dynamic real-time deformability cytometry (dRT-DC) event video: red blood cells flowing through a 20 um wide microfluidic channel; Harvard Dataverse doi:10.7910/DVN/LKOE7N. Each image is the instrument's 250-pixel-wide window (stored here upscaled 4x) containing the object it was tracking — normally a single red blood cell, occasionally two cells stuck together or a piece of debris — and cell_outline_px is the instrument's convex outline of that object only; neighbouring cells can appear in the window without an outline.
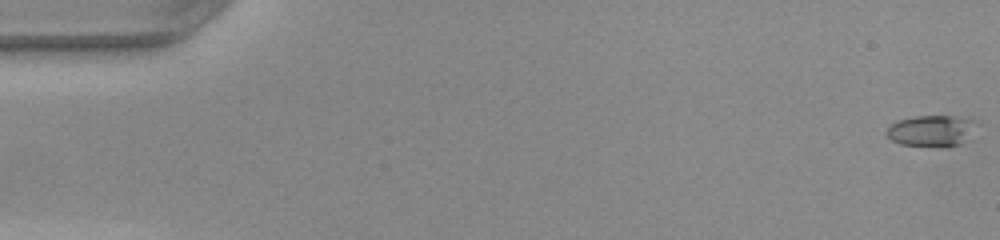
{"species": "common noctule bat (a hibernating species)", "species_latin": "Nyctalus noctula", "temperature_condition": "warm", "stored_images_in_passage": 50, "camera_frame_rate_fps": 3000, "um_per_image_px": 0.085, "animal": {"sex": "female", "body_mass_g": 22.0, "forearm_length_mm": 56.7}, "frame": {"image": 1, "passage_image": 1, "time_ms": 0.0, "image_size_px": [1000, 240], "cell_outline_px": [[972, 140], [960, 144], [900, 144], [892, 140], [884, 132], [896, 120], [916, 116], [952, 116], [972, 120]], "centroid_in_image_um": [79.13, 11.09], "position_along_channel_um": 5.9, "area_um2": 15.61}}
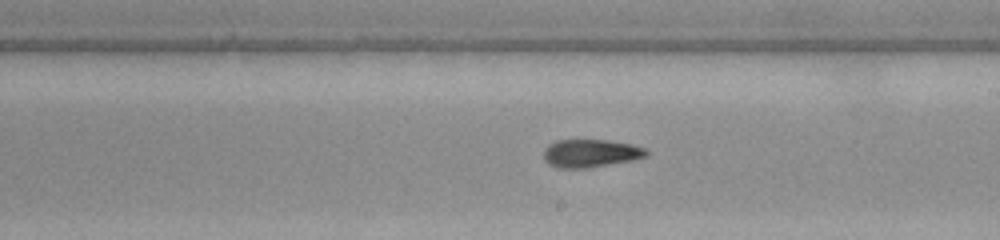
{"frame": {"image": 2, "passage_image": 29, "time_ms": 9.333, "image_size_px": [1000, 240], "cell_outline_px": [[648, 156], [632, 160], [588, 168], [560, 168], [548, 164], [544, 160], [544, 148], [548, 144], [556, 140], [608, 140], [632, 144], [648, 148]], "centroid_in_image_um": [50.21, 13.02], "position_along_channel_um": 238.8, "area_um2": 16.94}}
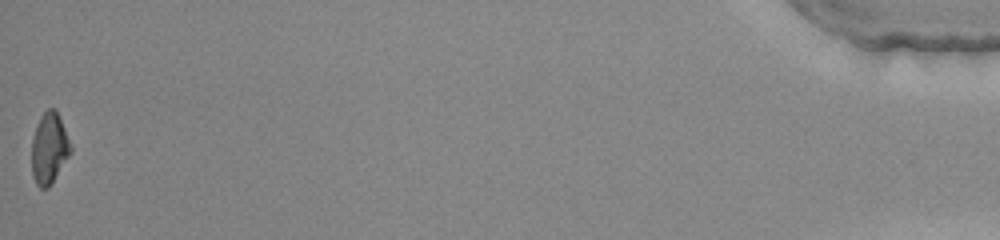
{"frame": {"image": 3, "passage_image": 50, "time_ms": 16.333, "image_size_px": [1000, 240], "cell_outline_px": [[72, 152], [48, 188], [40, 188], [36, 184], [32, 176], [32, 140], [40, 116], [48, 108], [56, 108], [72, 148]], "centroid_in_image_um": [4.18, 12.61], "position_along_channel_um": 431.0, "area_um2": 16.01}, "authors_computed_cell_mechanics": {"area_um2": 16.2996, "velocity_mm_per_s": 4.1795, "shape_relaxation_time_tau1_ms": null, "shape_relaxation_time_tau2_ms": 2.7456, "deformation_change_tau1": null, "deformation_change_tau2": 0.11}}